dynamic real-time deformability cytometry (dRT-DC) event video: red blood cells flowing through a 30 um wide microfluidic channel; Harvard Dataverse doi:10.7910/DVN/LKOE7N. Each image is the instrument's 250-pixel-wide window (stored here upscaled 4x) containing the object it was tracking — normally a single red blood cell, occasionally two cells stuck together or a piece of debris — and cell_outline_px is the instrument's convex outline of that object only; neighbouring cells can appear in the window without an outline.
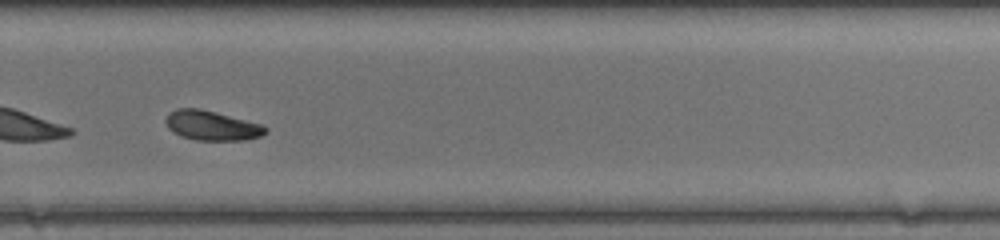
{"species": "common noctule bat (a hibernating species)", "species_latin": "Nyctalus noctula", "temperature_condition": "room temperature", "stored_images_in_passage": 42, "camera_frame_rate_fps": 3000, "um_per_image_px": 0.085, "animal": {"sex": "female", "body_mass_g": 20.0, "forearm_length_mm": 54.0}, "frame": {"image": 1, "passage_image": 27, "time_ms": 8.667, "image_size_px": [1000, 240], "cell_outline_px": [[268, 132], [260, 136], [244, 140], [196, 140], [180, 136], [172, 132], [168, 128], [164, 120], [168, 112], [176, 108], [200, 108], [264, 124], [268, 128]], "centroid_in_image_um": [17.99, 10.66], "position_along_channel_um": 311.8, "area_um2": 17.57}}
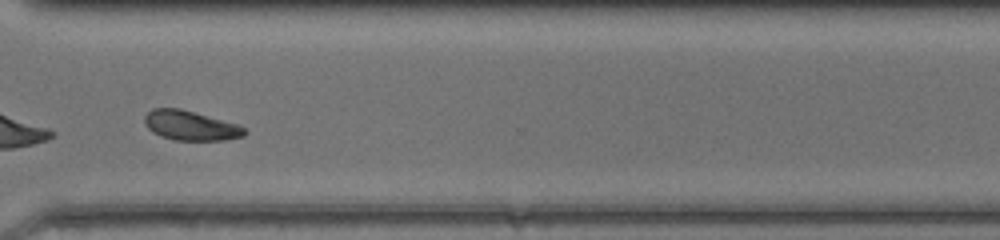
{"frame": {"image": 2, "passage_image": 30, "time_ms": 9.667, "image_size_px": [1000, 240], "cell_outline_px": [[248, 132], [244, 136], [224, 140], [176, 140], [160, 136], [152, 132], [144, 124], [144, 116], [152, 108], [180, 108], [240, 124]], "centroid_in_image_um": [16.2, 10.67], "position_along_channel_um": 354.4, "area_um2": 17.46}, "authors_computed_cell_mechanics": {"area_um2": 17.4267, "velocity_mm_per_s": 4.2259, "shape_relaxation_time_tau1_ms": 2.2337, "shape_relaxation_time_tau2_ms": null, "deformation_change_tau1": 0.0962, "deformation_change_tau2": null}}